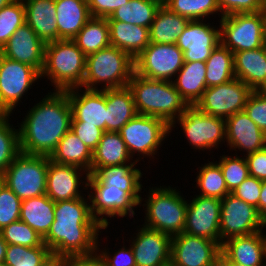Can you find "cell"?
Here are the masks:
<instances>
[{
	"instance_id": "cell-52",
	"label": "cell",
	"mask_w": 266,
	"mask_h": 266,
	"mask_svg": "<svg viewBox=\"0 0 266 266\" xmlns=\"http://www.w3.org/2000/svg\"><path fill=\"white\" fill-rule=\"evenodd\" d=\"M129 0H87L92 17L107 18Z\"/></svg>"
},
{
	"instance_id": "cell-34",
	"label": "cell",
	"mask_w": 266,
	"mask_h": 266,
	"mask_svg": "<svg viewBox=\"0 0 266 266\" xmlns=\"http://www.w3.org/2000/svg\"><path fill=\"white\" fill-rule=\"evenodd\" d=\"M189 21L188 18L161 5L149 28L150 43L176 44L177 38L183 33Z\"/></svg>"
},
{
	"instance_id": "cell-51",
	"label": "cell",
	"mask_w": 266,
	"mask_h": 266,
	"mask_svg": "<svg viewBox=\"0 0 266 266\" xmlns=\"http://www.w3.org/2000/svg\"><path fill=\"white\" fill-rule=\"evenodd\" d=\"M93 152L101 140L103 129L90 124H71L70 129Z\"/></svg>"
},
{
	"instance_id": "cell-38",
	"label": "cell",
	"mask_w": 266,
	"mask_h": 266,
	"mask_svg": "<svg viewBox=\"0 0 266 266\" xmlns=\"http://www.w3.org/2000/svg\"><path fill=\"white\" fill-rule=\"evenodd\" d=\"M160 6L153 0H129L107 17V21H121L150 28Z\"/></svg>"
},
{
	"instance_id": "cell-20",
	"label": "cell",
	"mask_w": 266,
	"mask_h": 266,
	"mask_svg": "<svg viewBox=\"0 0 266 266\" xmlns=\"http://www.w3.org/2000/svg\"><path fill=\"white\" fill-rule=\"evenodd\" d=\"M138 226L136 236L129 242L134 253L136 266H165L170 263L172 237L165 233ZM132 238V239H131Z\"/></svg>"
},
{
	"instance_id": "cell-17",
	"label": "cell",
	"mask_w": 266,
	"mask_h": 266,
	"mask_svg": "<svg viewBox=\"0 0 266 266\" xmlns=\"http://www.w3.org/2000/svg\"><path fill=\"white\" fill-rule=\"evenodd\" d=\"M187 199V211L184 233L211 239L220 245V213L221 199L192 196Z\"/></svg>"
},
{
	"instance_id": "cell-33",
	"label": "cell",
	"mask_w": 266,
	"mask_h": 266,
	"mask_svg": "<svg viewBox=\"0 0 266 266\" xmlns=\"http://www.w3.org/2000/svg\"><path fill=\"white\" fill-rule=\"evenodd\" d=\"M55 202L46 194L21 201L20 220L44 237L54 221Z\"/></svg>"
},
{
	"instance_id": "cell-15",
	"label": "cell",
	"mask_w": 266,
	"mask_h": 266,
	"mask_svg": "<svg viewBox=\"0 0 266 266\" xmlns=\"http://www.w3.org/2000/svg\"><path fill=\"white\" fill-rule=\"evenodd\" d=\"M252 90L238 78L213 87H207L195 104L207 115L228 118L244 111Z\"/></svg>"
},
{
	"instance_id": "cell-4",
	"label": "cell",
	"mask_w": 266,
	"mask_h": 266,
	"mask_svg": "<svg viewBox=\"0 0 266 266\" xmlns=\"http://www.w3.org/2000/svg\"><path fill=\"white\" fill-rule=\"evenodd\" d=\"M86 71V55L73 40L59 39L46 44L40 78L50 80L52 91L81 87Z\"/></svg>"
},
{
	"instance_id": "cell-28",
	"label": "cell",
	"mask_w": 266,
	"mask_h": 266,
	"mask_svg": "<svg viewBox=\"0 0 266 266\" xmlns=\"http://www.w3.org/2000/svg\"><path fill=\"white\" fill-rule=\"evenodd\" d=\"M106 131L119 132L138 113L128 86L106 89Z\"/></svg>"
},
{
	"instance_id": "cell-42",
	"label": "cell",
	"mask_w": 266,
	"mask_h": 266,
	"mask_svg": "<svg viewBox=\"0 0 266 266\" xmlns=\"http://www.w3.org/2000/svg\"><path fill=\"white\" fill-rule=\"evenodd\" d=\"M11 115L0 114V172H4L20 153L19 129L10 124Z\"/></svg>"
},
{
	"instance_id": "cell-22",
	"label": "cell",
	"mask_w": 266,
	"mask_h": 266,
	"mask_svg": "<svg viewBox=\"0 0 266 266\" xmlns=\"http://www.w3.org/2000/svg\"><path fill=\"white\" fill-rule=\"evenodd\" d=\"M225 127L227 147L230 151L234 150L235 155L242 151L246 156L266 147V134L244 111L226 118Z\"/></svg>"
},
{
	"instance_id": "cell-14",
	"label": "cell",
	"mask_w": 266,
	"mask_h": 266,
	"mask_svg": "<svg viewBox=\"0 0 266 266\" xmlns=\"http://www.w3.org/2000/svg\"><path fill=\"white\" fill-rule=\"evenodd\" d=\"M183 65V52L176 44L150 43L134 59V72L148 79L172 81Z\"/></svg>"
},
{
	"instance_id": "cell-64",
	"label": "cell",
	"mask_w": 266,
	"mask_h": 266,
	"mask_svg": "<svg viewBox=\"0 0 266 266\" xmlns=\"http://www.w3.org/2000/svg\"><path fill=\"white\" fill-rule=\"evenodd\" d=\"M161 5H164L166 3L167 0H153Z\"/></svg>"
},
{
	"instance_id": "cell-65",
	"label": "cell",
	"mask_w": 266,
	"mask_h": 266,
	"mask_svg": "<svg viewBox=\"0 0 266 266\" xmlns=\"http://www.w3.org/2000/svg\"><path fill=\"white\" fill-rule=\"evenodd\" d=\"M0 266H8L5 262H0Z\"/></svg>"
},
{
	"instance_id": "cell-37",
	"label": "cell",
	"mask_w": 266,
	"mask_h": 266,
	"mask_svg": "<svg viewBox=\"0 0 266 266\" xmlns=\"http://www.w3.org/2000/svg\"><path fill=\"white\" fill-rule=\"evenodd\" d=\"M206 63V86L213 87L235 78L234 54L221 43L211 52Z\"/></svg>"
},
{
	"instance_id": "cell-36",
	"label": "cell",
	"mask_w": 266,
	"mask_h": 266,
	"mask_svg": "<svg viewBox=\"0 0 266 266\" xmlns=\"http://www.w3.org/2000/svg\"><path fill=\"white\" fill-rule=\"evenodd\" d=\"M86 55L111 45L107 18L92 17L72 39Z\"/></svg>"
},
{
	"instance_id": "cell-12",
	"label": "cell",
	"mask_w": 266,
	"mask_h": 266,
	"mask_svg": "<svg viewBox=\"0 0 266 266\" xmlns=\"http://www.w3.org/2000/svg\"><path fill=\"white\" fill-rule=\"evenodd\" d=\"M40 73L32 66L0 58V114L12 115L24 95L40 81Z\"/></svg>"
},
{
	"instance_id": "cell-7",
	"label": "cell",
	"mask_w": 266,
	"mask_h": 266,
	"mask_svg": "<svg viewBox=\"0 0 266 266\" xmlns=\"http://www.w3.org/2000/svg\"><path fill=\"white\" fill-rule=\"evenodd\" d=\"M119 133L130 156L135 159L134 156L137 154L135 160L138 163L146 157L154 160L159 148L169 138L170 126L160 118L137 114L120 129Z\"/></svg>"
},
{
	"instance_id": "cell-40",
	"label": "cell",
	"mask_w": 266,
	"mask_h": 266,
	"mask_svg": "<svg viewBox=\"0 0 266 266\" xmlns=\"http://www.w3.org/2000/svg\"><path fill=\"white\" fill-rule=\"evenodd\" d=\"M164 6L189 20H208L216 14L222 17L217 0H167Z\"/></svg>"
},
{
	"instance_id": "cell-57",
	"label": "cell",
	"mask_w": 266,
	"mask_h": 266,
	"mask_svg": "<svg viewBox=\"0 0 266 266\" xmlns=\"http://www.w3.org/2000/svg\"><path fill=\"white\" fill-rule=\"evenodd\" d=\"M7 242L3 239L1 233H0V262H4L6 250H7Z\"/></svg>"
},
{
	"instance_id": "cell-62",
	"label": "cell",
	"mask_w": 266,
	"mask_h": 266,
	"mask_svg": "<svg viewBox=\"0 0 266 266\" xmlns=\"http://www.w3.org/2000/svg\"><path fill=\"white\" fill-rule=\"evenodd\" d=\"M11 1L12 0H0V9H2L4 6H6Z\"/></svg>"
},
{
	"instance_id": "cell-21",
	"label": "cell",
	"mask_w": 266,
	"mask_h": 266,
	"mask_svg": "<svg viewBox=\"0 0 266 266\" xmlns=\"http://www.w3.org/2000/svg\"><path fill=\"white\" fill-rule=\"evenodd\" d=\"M64 92L72 108L71 124H90L106 131V89L75 87Z\"/></svg>"
},
{
	"instance_id": "cell-26",
	"label": "cell",
	"mask_w": 266,
	"mask_h": 266,
	"mask_svg": "<svg viewBox=\"0 0 266 266\" xmlns=\"http://www.w3.org/2000/svg\"><path fill=\"white\" fill-rule=\"evenodd\" d=\"M26 23L46 45L58 40L55 0H23Z\"/></svg>"
},
{
	"instance_id": "cell-8",
	"label": "cell",
	"mask_w": 266,
	"mask_h": 266,
	"mask_svg": "<svg viewBox=\"0 0 266 266\" xmlns=\"http://www.w3.org/2000/svg\"><path fill=\"white\" fill-rule=\"evenodd\" d=\"M178 124L191 149L209 151L226 142L225 119L207 115L196 105H188L183 114L170 126V133ZM214 148V149H213Z\"/></svg>"
},
{
	"instance_id": "cell-48",
	"label": "cell",
	"mask_w": 266,
	"mask_h": 266,
	"mask_svg": "<svg viewBox=\"0 0 266 266\" xmlns=\"http://www.w3.org/2000/svg\"><path fill=\"white\" fill-rule=\"evenodd\" d=\"M244 112L266 134V97L252 91L247 98Z\"/></svg>"
},
{
	"instance_id": "cell-31",
	"label": "cell",
	"mask_w": 266,
	"mask_h": 266,
	"mask_svg": "<svg viewBox=\"0 0 266 266\" xmlns=\"http://www.w3.org/2000/svg\"><path fill=\"white\" fill-rule=\"evenodd\" d=\"M205 76V62H184L172 83L188 105H195L207 89Z\"/></svg>"
},
{
	"instance_id": "cell-23",
	"label": "cell",
	"mask_w": 266,
	"mask_h": 266,
	"mask_svg": "<svg viewBox=\"0 0 266 266\" xmlns=\"http://www.w3.org/2000/svg\"><path fill=\"white\" fill-rule=\"evenodd\" d=\"M45 44L33 29L24 23L2 47V56L28 64L41 73L44 66Z\"/></svg>"
},
{
	"instance_id": "cell-67",
	"label": "cell",
	"mask_w": 266,
	"mask_h": 266,
	"mask_svg": "<svg viewBox=\"0 0 266 266\" xmlns=\"http://www.w3.org/2000/svg\"><path fill=\"white\" fill-rule=\"evenodd\" d=\"M165 266H174V265H172L171 263H169V264H167V265H165Z\"/></svg>"
},
{
	"instance_id": "cell-27",
	"label": "cell",
	"mask_w": 266,
	"mask_h": 266,
	"mask_svg": "<svg viewBox=\"0 0 266 266\" xmlns=\"http://www.w3.org/2000/svg\"><path fill=\"white\" fill-rule=\"evenodd\" d=\"M58 40H72L92 18L87 0H55Z\"/></svg>"
},
{
	"instance_id": "cell-19",
	"label": "cell",
	"mask_w": 266,
	"mask_h": 266,
	"mask_svg": "<svg viewBox=\"0 0 266 266\" xmlns=\"http://www.w3.org/2000/svg\"><path fill=\"white\" fill-rule=\"evenodd\" d=\"M88 176L89 173L79 167L57 164L49 157L46 195L54 202L85 197L82 192L88 190Z\"/></svg>"
},
{
	"instance_id": "cell-41",
	"label": "cell",
	"mask_w": 266,
	"mask_h": 266,
	"mask_svg": "<svg viewBox=\"0 0 266 266\" xmlns=\"http://www.w3.org/2000/svg\"><path fill=\"white\" fill-rule=\"evenodd\" d=\"M51 257L44 243L36 247L8 244L4 262L8 266H42Z\"/></svg>"
},
{
	"instance_id": "cell-55",
	"label": "cell",
	"mask_w": 266,
	"mask_h": 266,
	"mask_svg": "<svg viewBox=\"0 0 266 266\" xmlns=\"http://www.w3.org/2000/svg\"><path fill=\"white\" fill-rule=\"evenodd\" d=\"M258 212L266 222V181H262L260 198L258 203Z\"/></svg>"
},
{
	"instance_id": "cell-54",
	"label": "cell",
	"mask_w": 266,
	"mask_h": 266,
	"mask_svg": "<svg viewBox=\"0 0 266 266\" xmlns=\"http://www.w3.org/2000/svg\"><path fill=\"white\" fill-rule=\"evenodd\" d=\"M64 266H105L97 251L90 255L64 257Z\"/></svg>"
},
{
	"instance_id": "cell-44",
	"label": "cell",
	"mask_w": 266,
	"mask_h": 266,
	"mask_svg": "<svg viewBox=\"0 0 266 266\" xmlns=\"http://www.w3.org/2000/svg\"><path fill=\"white\" fill-rule=\"evenodd\" d=\"M221 168L228 191L233 192L244 180L250 176L245 156L233 154L222 155L219 161H215Z\"/></svg>"
},
{
	"instance_id": "cell-49",
	"label": "cell",
	"mask_w": 266,
	"mask_h": 266,
	"mask_svg": "<svg viewBox=\"0 0 266 266\" xmlns=\"http://www.w3.org/2000/svg\"><path fill=\"white\" fill-rule=\"evenodd\" d=\"M223 16L261 12L263 0H217Z\"/></svg>"
},
{
	"instance_id": "cell-13",
	"label": "cell",
	"mask_w": 266,
	"mask_h": 266,
	"mask_svg": "<svg viewBox=\"0 0 266 266\" xmlns=\"http://www.w3.org/2000/svg\"><path fill=\"white\" fill-rule=\"evenodd\" d=\"M220 246L232 237L249 235L266 228L256 207L229 193L221 200Z\"/></svg>"
},
{
	"instance_id": "cell-16",
	"label": "cell",
	"mask_w": 266,
	"mask_h": 266,
	"mask_svg": "<svg viewBox=\"0 0 266 266\" xmlns=\"http://www.w3.org/2000/svg\"><path fill=\"white\" fill-rule=\"evenodd\" d=\"M221 246L211 239L182 232L171 240L170 263L174 266H218Z\"/></svg>"
},
{
	"instance_id": "cell-47",
	"label": "cell",
	"mask_w": 266,
	"mask_h": 266,
	"mask_svg": "<svg viewBox=\"0 0 266 266\" xmlns=\"http://www.w3.org/2000/svg\"><path fill=\"white\" fill-rule=\"evenodd\" d=\"M101 239L97 240V253L102 257L105 266H136L134 253L131 246L127 247L124 245L125 240H123V247L115 249V252L111 255L109 249L99 242ZM99 246H102L100 249ZM107 248V249H106Z\"/></svg>"
},
{
	"instance_id": "cell-29",
	"label": "cell",
	"mask_w": 266,
	"mask_h": 266,
	"mask_svg": "<svg viewBox=\"0 0 266 266\" xmlns=\"http://www.w3.org/2000/svg\"><path fill=\"white\" fill-rule=\"evenodd\" d=\"M111 45L135 59L149 44V28L121 21H107Z\"/></svg>"
},
{
	"instance_id": "cell-50",
	"label": "cell",
	"mask_w": 266,
	"mask_h": 266,
	"mask_svg": "<svg viewBox=\"0 0 266 266\" xmlns=\"http://www.w3.org/2000/svg\"><path fill=\"white\" fill-rule=\"evenodd\" d=\"M261 185L262 180H259L253 176H248L244 182L231 193L246 203L256 207L258 210Z\"/></svg>"
},
{
	"instance_id": "cell-60",
	"label": "cell",
	"mask_w": 266,
	"mask_h": 266,
	"mask_svg": "<svg viewBox=\"0 0 266 266\" xmlns=\"http://www.w3.org/2000/svg\"><path fill=\"white\" fill-rule=\"evenodd\" d=\"M5 185V174L0 172V189Z\"/></svg>"
},
{
	"instance_id": "cell-11",
	"label": "cell",
	"mask_w": 266,
	"mask_h": 266,
	"mask_svg": "<svg viewBox=\"0 0 266 266\" xmlns=\"http://www.w3.org/2000/svg\"><path fill=\"white\" fill-rule=\"evenodd\" d=\"M87 188L92 216L104 229L114 217L137 216L135 209L139 205L125 191L104 185L94 174H89Z\"/></svg>"
},
{
	"instance_id": "cell-46",
	"label": "cell",
	"mask_w": 266,
	"mask_h": 266,
	"mask_svg": "<svg viewBox=\"0 0 266 266\" xmlns=\"http://www.w3.org/2000/svg\"><path fill=\"white\" fill-rule=\"evenodd\" d=\"M21 199L6 185L0 189V230L20 219Z\"/></svg>"
},
{
	"instance_id": "cell-58",
	"label": "cell",
	"mask_w": 266,
	"mask_h": 266,
	"mask_svg": "<svg viewBox=\"0 0 266 266\" xmlns=\"http://www.w3.org/2000/svg\"><path fill=\"white\" fill-rule=\"evenodd\" d=\"M218 266H245V265L233 261H218Z\"/></svg>"
},
{
	"instance_id": "cell-1",
	"label": "cell",
	"mask_w": 266,
	"mask_h": 266,
	"mask_svg": "<svg viewBox=\"0 0 266 266\" xmlns=\"http://www.w3.org/2000/svg\"><path fill=\"white\" fill-rule=\"evenodd\" d=\"M89 196L55 202L54 221L43 237L52 256L90 255L96 252L100 230L92 216Z\"/></svg>"
},
{
	"instance_id": "cell-66",
	"label": "cell",
	"mask_w": 266,
	"mask_h": 266,
	"mask_svg": "<svg viewBox=\"0 0 266 266\" xmlns=\"http://www.w3.org/2000/svg\"><path fill=\"white\" fill-rule=\"evenodd\" d=\"M264 239H265V244H266V234L264 233Z\"/></svg>"
},
{
	"instance_id": "cell-2",
	"label": "cell",
	"mask_w": 266,
	"mask_h": 266,
	"mask_svg": "<svg viewBox=\"0 0 266 266\" xmlns=\"http://www.w3.org/2000/svg\"><path fill=\"white\" fill-rule=\"evenodd\" d=\"M23 118L17 123L20 124V152L50 157L71 129L72 108L68 95L64 91L48 92Z\"/></svg>"
},
{
	"instance_id": "cell-9",
	"label": "cell",
	"mask_w": 266,
	"mask_h": 266,
	"mask_svg": "<svg viewBox=\"0 0 266 266\" xmlns=\"http://www.w3.org/2000/svg\"><path fill=\"white\" fill-rule=\"evenodd\" d=\"M49 156L20 152L4 171L5 185L21 201L46 194Z\"/></svg>"
},
{
	"instance_id": "cell-24",
	"label": "cell",
	"mask_w": 266,
	"mask_h": 266,
	"mask_svg": "<svg viewBox=\"0 0 266 266\" xmlns=\"http://www.w3.org/2000/svg\"><path fill=\"white\" fill-rule=\"evenodd\" d=\"M264 230L232 237L221 245L218 261H233L245 266H266Z\"/></svg>"
},
{
	"instance_id": "cell-10",
	"label": "cell",
	"mask_w": 266,
	"mask_h": 266,
	"mask_svg": "<svg viewBox=\"0 0 266 266\" xmlns=\"http://www.w3.org/2000/svg\"><path fill=\"white\" fill-rule=\"evenodd\" d=\"M220 43L233 54L263 46L266 20L261 12L221 17Z\"/></svg>"
},
{
	"instance_id": "cell-30",
	"label": "cell",
	"mask_w": 266,
	"mask_h": 266,
	"mask_svg": "<svg viewBox=\"0 0 266 266\" xmlns=\"http://www.w3.org/2000/svg\"><path fill=\"white\" fill-rule=\"evenodd\" d=\"M234 73L252 91L266 79V53L263 47L234 53Z\"/></svg>"
},
{
	"instance_id": "cell-63",
	"label": "cell",
	"mask_w": 266,
	"mask_h": 266,
	"mask_svg": "<svg viewBox=\"0 0 266 266\" xmlns=\"http://www.w3.org/2000/svg\"><path fill=\"white\" fill-rule=\"evenodd\" d=\"M265 50V53H266V29H265V32H264V39H263V46H262Z\"/></svg>"
},
{
	"instance_id": "cell-32",
	"label": "cell",
	"mask_w": 266,
	"mask_h": 266,
	"mask_svg": "<svg viewBox=\"0 0 266 266\" xmlns=\"http://www.w3.org/2000/svg\"><path fill=\"white\" fill-rule=\"evenodd\" d=\"M93 152L69 130L59 141L50 160L57 164L79 167L91 174Z\"/></svg>"
},
{
	"instance_id": "cell-6",
	"label": "cell",
	"mask_w": 266,
	"mask_h": 266,
	"mask_svg": "<svg viewBox=\"0 0 266 266\" xmlns=\"http://www.w3.org/2000/svg\"><path fill=\"white\" fill-rule=\"evenodd\" d=\"M133 73L134 59L127 52L109 45L86 56V71L81 88L104 90L125 87Z\"/></svg>"
},
{
	"instance_id": "cell-56",
	"label": "cell",
	"mask_w": 266,
	"mask_h": 266,
	"mask_svg": "<svg viewBox=\"0 0 266 266\" xmlns=\"http://www.w3.org/2000/svg\"><path fill=\"white\" fill-rule=\"evenodd\" d=\"M42 266H64V258L52 256Z\"/></svg>"
},
{
	"instance_id": "cell-18",
	"label": "cell",
	"mask_w": 266,
	"mask_h": 266,
	"mask_svg": "<svg viewBox=\"0 0 266 266\" xmlns=\"http://www.w3.org/2000/svg\"><path fill=\"white\" fill-rule=\"evenodd\" d=\"M207 20H190L176 45L183 52L184 62H206L220 44V26ZM212 24V25H211Z\"/></svg>"
},
{
	"instance_id": "cell-3",
	"label": "cell",
	"mask_w": 266,
	"mask_h": 266,
	"mask_svg": "<svg viewBox=\"0 0 266 266\" xmlns=\"http://www.w3.org/2000/svg\"><path fill=\"white\" fill-rule=\"evenodd\" d=\"M128 87L132 91L139 115L160 118L169 126L183 114L188 106L172 81L148 79L134 72Z\"/></svg>"
},
{
	"instance_id": "cell-61",
	"label": "cell",
	"mask_w": 266,
	"mask_h": 266,
	"mask_svg": "<svg viewBox=\"0 0 266 266\" xmlns=\"http://www.w3.org/2000/svg\"><path fill=\"white\" fill-rule=\"evenodd\" d=\"M261 13H262V15L264 16V18L266 20V0H263V5H262Z\"/></svg>"
},
{
	"instance_id": "cell-39",
	"label": "cell",
	"mask_w": 266,
	"mask_h": 266,
	"mask_svg": "<svg viewBox=\"0 0 266 266\" xmlns=\"http://www.w3.org/2000/svg\"><path fill=\"white\" fill-rule=\"evenodd\" d=\"M197 169L199 171L197 170L196 172L198 174H196L195 182L198 191L200 189L199 195L222 200L230 193L227 189L222 170L216 162L208 161V163L202 164Z\"/></svg>"
},
{
	"instance_id": "cell-53",
	"label": "cell",
	"mask_w": 266,
	"mask_h": 266,
	"mask_svg": "<svg viewBox=\"0 0 266 266\" xmlns=\"http://www.w3.org/2000/svg\"><path fill=\"white\" fill-rule=\"evenodd\" d=\"M249 175L266 181V147L245 156Z\"/></svg>"
},
{
	"instance_id": "cell-59",
	"label": "cell",
	"mask_w": 266,
	"mask_h": 266,
	"mask_svg": "<svg viewBox=\"0 0 266 266\" xmlns=\"http://www.w3.org/2000/svg\"><path fill=\"white\" fill-rule=\"evenodd\" d=\"M256 91L266 97V79Z\"/></svg>"
},
{
	"instance_id": "cell-45",
	"label": "cell",
	"mask_w": 266,
	"mask_h": 266,
	"mask_svg": "<svg viewBox=\"0 0 266 266\" xmlns=\"http://www.w3.org/2000/svg\"><path fill=\"white\" fill-rule=\"evenodd\" d=\"M0 233L7 244L36 247L44 243L43 237L20 219L1 229Z\"/></svg>"
},
{
	"instance_id": "cell-5",
	"label": "cell",
	"mask_w": 266,
	"mask_h": 266,
	"mask_svg": "<svg viewBox=\"0 0 266 266\" xmlns=\"http://www.w3.org/2000/svg\"><path fill=\"white\" fill-rule=\"evenodd\" d=\"M147 198L141 197L145 203L143 226L170 235L171 237L184 231L187 200L176 187H149Z\"/></svg>"
},
{
	"instance_id": "cell-43",
	"label": "cell",
	"mask_w": 266,
	"mask_h": 266,
	"mask_svg": "<svg viewBox=\"0 0 266 266\" xmlns=\"http://www.w3.org/2000/svg\"><path fill=\"white\" fill-rule=\"evenodd\" d=\"M24 23L26 17L23 0H12L0 9V50Z\"/></svg>"
},
{
	"instance_id": "cell-25",
	"label": "cell",
	"mask_w": 266,
	"mask_h": 266,
	"mask_svg": "<svg viewBox=\"0 0 266 266\" xmlns=\"http://www.w3.org/2000/svg\"><path fill=\"white\" fill-rule=\"evenodd\" d=\"M138 163L91 167L94 174L104 185L125 191L140 207L143 172L136 168Z\"/></svg>"
},
{
	"instance_id": "cell-35",
	"label": "cell",
	"mask_w": 266,
	"mask_h": 266,
	"mask_svg": "<svg viewBox=\"0 0 266 266\" xmlns=\"http://www.w3.org/2000/svg\"><path fill=\"white\" fill-rule=\"evenodd\" d=\"M125 163L137 162L130 156L119 132L105 131L93 151L92 167L115 166Z\"/></svg>"
}]
</instances>
